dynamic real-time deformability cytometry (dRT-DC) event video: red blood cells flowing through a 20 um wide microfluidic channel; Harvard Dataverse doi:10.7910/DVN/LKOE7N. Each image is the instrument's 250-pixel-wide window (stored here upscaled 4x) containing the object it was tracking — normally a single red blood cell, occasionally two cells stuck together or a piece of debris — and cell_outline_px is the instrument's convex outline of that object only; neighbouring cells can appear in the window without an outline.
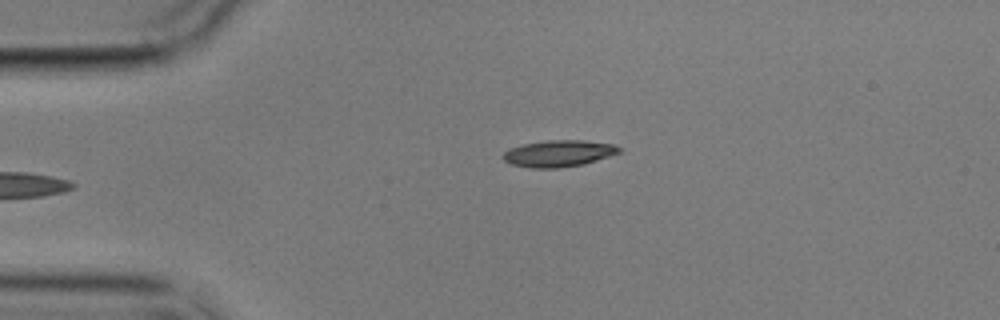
{"species": "common noctule bat (a hibernating species)", "species_latin": "Nyctalus noctula", "temperature_condition": "cold", "stored_images_in_passage": 5, "camera_frame_rate_fps": 3000, "um_per_image_px": 0.085, "animal": {"sex": "male", "body_mass_g": 17.9}, "frame": {"image": 1, "passage_image": 5, "time_ms": 4.667, "image_size_px": [1000, 320], "cell_outline_px": [[624, 152], [584, 164], [556, 168], [532, 168], [512, 164], [504, 160], [500, 156], [508, 148], [524, 144], [548, 140], [584, 140], [612, 144], [620, 148]], "centroid_in_image_um": [47.49, 13.04], "position_along_channel_um": 37.5, "area_um2": 18.09}}